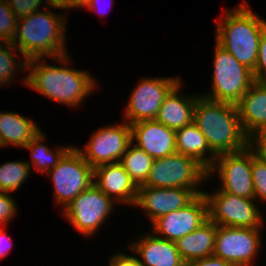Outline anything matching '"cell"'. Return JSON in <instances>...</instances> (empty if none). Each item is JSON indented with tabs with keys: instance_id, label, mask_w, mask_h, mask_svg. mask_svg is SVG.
<instances>
[{
	"instance_id": "obj_1",
	"label": "cell",
	"mask_w": 266,
	"mask_h": 266,
	"mask_svg": "<svg viewBox=\"0 0 266 266\" xmlns=\"http://www.w3.org/2000/svg\"><path fill=\"white\" fill-rule=\"evenodd\" d=\"M70 58L69 54L48 58L58 62V66L48 64L45 58L27 60L28 74L22 79L23 85L62 105L82 106L86 97L97 89V81L86 70L68 67Z\"/></svg>"
},
{
	"instance_id": "obj_2",
	"label": "cell",
	"mask_w": 266,
	"mask_h": 266,
	"mask_svg": "<svg viewBox=\"0 0 266 266\" xmlns=\"http://www.w3.org/2000/svg\"><path fill=\"white\" fill-rule=\"evenodd\" d=\"M60 9L52 4L45 10L19 18L16 33L11 42L26 60L55 58L68 54L66 49V14L49 9ZM48 11H47V10Z\"/></svg>"
},
{
	"instance_id": "obj_3",
	"label": "cell",
	"mask_w": 266,
	"mask_h": 266,
	"mask_svg": "<svg viewBox=\"0 0 266 266\" xmlns=\"http://www.w3.org/2000/svg\"><path fill=\"white\" fill-rule=\"evenodd\" d=\"M193 122L216 155L236 153L249 146L236 104L213 101L200 95L194 107Z\"/></svg>"
},
{
	"instance_id": "obj_4",
	"label": "cell",
	"mask_w": 266,
	"mask_h": 266,
	"mask_svg": "<svg viewBox=\"0 0 266 266\" xmlns=\"http://www.w3.org/2000/svg\"><path fill=\"white\" fill-rule=\"evenodd\" d=\"M253 12L245 0L234 10H224L223 18L216 20L214 35L220 46L252 72L257 64L259 41L266 30V20Z\"/></svg>"
},
{
	"instance_id": "obj_5",
	"label": "cell",
	"mask_w": 266,
	"mask_h": 266,
	"mask_svg": "<svg viewBox=\"0 0 266 266\" xmlns=\"http://www.w3.org/2000/svg\"><path fill=\"white\" fill-rule=\"evenodd\" d=\"M211 90L201 96L237 104L255 82L253 72L215 41Z\"/></svg>"
},
{
	"instance_id": "obj_6",
	"label": "cell",
	"mask_w": 266,
	"mask_h": 266,
	"mask_svg": "<svg viewBox=\"0 0 266 266\" xmlns=\"http://www.w3.org/2000/svg\"><path fill=\"white\" fill-rule=\"evenodd\" d=\"M208 179V171L193 158L180 153L154 159L147 181L141 186L191 189L202 194L200 185Z\"/></svg>"
},
{
	"instance_id": "obj_7",
	"label": "cell",
	"mask_w": 266,
	"mask_h": 266,
	"mask_svg": "<svg viewBox=\"0 0 266 266\" xmlns=\"http://www.w3.org/2000/svg\"><path fill=\"white\" fill-rule=\"evenodd\" d=\"M46 175L52 180L54 202L63 206L62 210L93 184V168L75 146Z\"/></svg>"
},
{
	"instance_id": "obj_8",
	"label": "cell",
	"mask_w": 266,
	"mask_h": 266,
	"mask_svg": "<svg viewBox=\"0 0 266 266\" xmlns=\"http://www.w3.org/2000/svg\"><path fill=\"white\" fill-rule=\"evenodd\" d=\"M208 204V219L217 226L263 228L265 218L255 199L223 192L219 188L213 193L203 191Z\"/></svg>"
},
{
	"instance_id": "obj_9",
	"label": "cell",
	"mask_w": 266,
	"mask_h": 266,
	"mask_svg": "<svg viewBox=\"0 0 266 266\" xmlns=\"http://www.w3.org/2000/svg\"><path fill=\"white\" fill-rule=\"evenodd\" d=\"M115 204L93 183L61 212L72 227L87 238L96 235L113 214Z\"/></svg>"
},
{
	"instance_id": "obj_10",
	"label": "cell",
	"mask_w": 266,
	"mask_h": 266,
	"mask_svg": "<svg viewBox=\"0 0 266 266\" xmlns=\"http://www.w3.org/2000/svg\"><path fill=\"white\" fill-rule=\"evenodd\" d=\"M181 81L180 76L141 78L129 95L123 120L129 125L145 120H156L165 97Z\"/></svg>"
},
{
	"instance_id": "obj_11",
	"label": "cell",
	"mask_w": 266,
	"mask_h": 266,
	"mask_svg": "<svg viewBox=\"0 0 266 266\" xmlns=\"http://www.w3.org/2000/svg\"><path fill=\"white\" fill-rule=\"evenodd\" d=\"M252 149H246L236 153H224L217 155L215 162L208 171V179L216 175L220 178L223 192L249 199H255L252 180Z\"/></svg>"
},
{
	"instance_id": "obj_12",
	"label": "cell",
	"mask_w": 266,
	"mask_h": 266,
	"mask_svg": "<svg viewBox=\"0 0 266 266\" xmlns=\"http://www.w3.org/2000/svg\"><path fill=\"white\" fill-rule=\"evenodd\" d=\"M123 122L98 128L83 149L75 146L93 169L121 160L132 142L131 126L125 120Z\"/></svg>"
},
{
	"instance_id": "obj_13",
	"label": "cell",
	"mask_w": 266,
	"mask_h": 266,
	"mask_svg": "<svg viewBox=\"0 0 266 266\" xmlns=\"http://www.w3.org/2000/svg\"><path fill=\"white\" fill-rule=\"evenodd\" d=\"M261 229L217 226L213 255L237 266H252L262 246Z\"/></svg>"
},
{
	"instance_id": "obj_14",
	"label": "cell",
	"mask_w": 266,
	"mask_h": 266,
	"mask_svg": "<svg viewBox=\"0 0 266 266\" xmlns=\"http://www.w3.org/2000/svg\"><path fill=\"white\" fill-rule=\"evenodd\" d=\"M208 220V204L204 194L197 195L184 208L158 217L151 223L152 233L176 242Z\"/></svg>"
},
{
	"instance_id": "obj_15",
	"label": "cell",
	"mask_w": 266,
	"mask_h": 266,
	"mask_svg": "<svg viewBox=\"0 0 266 266\" xmlns=\"http://www.w3.org/2000/svg\"><path fill=\"white\" fill-rule=\"evenodd\" d=\"M196 196L191 189L139 186L134 206L141 207L152 223L162 215L184 208Z\"/></svg>"
},
{
	"instance_id": "obj_16",
	"label": "cell",
	"mask_w": 266,
	"mask_h": 266,
	"mask_svg": "<svg viewBox=\"0 0 266 266\" xmlns=\"http://www.w3.org/2000/svg\"><path fill=\"white\" fill-rule=\"evenodd\" d=\"M130 126L133 144L153 159L176 153L175 130L168 128L157 120L135 122Z\"/></svg>"
},
{
	"instance_id": "obj_17",
	"label": "cell",
	"mask_w": 266,
	"mask_h": 266,
	"mask_svg": "<svg viewBox=\"0 0 266 266\" xmlns=\"http://www.w3.org/2000/svg\"><path fill=\"white\" fill-rule=\"evenodd\" d=\"M93 183L114 203L134 207L138 187L119 162L101 165L93 169Z\"/></svg>"
},
{
	"instance_id": "obj_18",
	"label": "cell",
	"mask_w": 266,
	"mask_h": 266,
	"mask_svg": "<svg viewBox=\"0 0 266 266\" xmlns=\"http://www.w3.org/2000/svg\"><path fill=\"white\" fill-rule=\"evenodd\" d=\"M129 243L132 253H137L141 266H187L179 254L175 242L150 232Z\"/></svg>"
},
{
	"instance_id": "obj_19",
	"label": "cell",
	"mask_w": 266,
	"mask_h": 266,
	"mask_svg": "<svg viewBox=\"0 0 266 266\" xmlns=\"http://www.w3.org/2000/svg\"><path fill=\"white\" fill-rule=\"evenodd\" d=\"M183 81L179 82L165 97L156 120L172 130H178L193 122L194 107L200 94H181ZM181 89V90H180Z\"/></svg>"
},
{
	"instance_id": "obj_20",
	"label": "cell",
	"mask_w": 266,
	"mask_h": 266,
	"mask_svg": "<svg viewBox=\"0 0 266 266\" xmlns=\"http://www.w3.org/2000/svg\"><path fill=\"white\" fill-rule=\"evenodd\" d=\"M236 105L248 137L266 129V83L254 82Z\"/></svg>"
},
{
	"instance_id": "obj_21",
	"label": "cell",
	"mask_w": 266,
	"mask_h": 266,
	"mask_svg": "<svg viewBox=\"0 0 266 266\" xmlns=\"http://www.w3.org/2000/svg\"><path fill=\"white\" fill-rule=\"evenodd\" d=\"M216 231L217 225L208 219L199 228L175 242L179 254L187 265L213 255Z\"/></svg>"
},
{
	"instance_id": "obj_22",
	"label": "cell",
	"mask_w": 266,
	"mask_h": 266,
	"mask_svg": "<svg viewBox=\"0 0 266 266\" xmlns=\"http://www.w3.org/2000/svg\"><path fill=\"white\" fill-rule=\"evenodd\" d=\"M175 132L176 152L193 158L209 171L217 155L210 149L205 136L201 133L196 124L192 122Z\"/></svg>"
},
{
	"instance_id": "obj_23",
	"label": "cell",
	"mask_w": 266,
	"mask_h": 266,
	"mask_svg": "<svg viewBox=\"0 0 266 266\" xmlns=\"http://www.w3.org/2000/svg\"><path fill=\"white\" fill-rule=\"evenodd\" d=\"M41 130L38 124L20 113L0 112V142L2 147L23 148Z\"/></svg>"
},
{
	"instance_id": "obj_24",
	"label": "cell",
	"mask_w": 266,
	"mask_h": 266,
	"mask_svg": "<svg viewBox=\"0 0 266 266\" xmlns=\"http://www.w3.org/2000/svg\"><path fill=\"white\" fill-rule=\"evenodd\" d=\"M46 135L40 130L23 149L31 151V161L27 163L32 167L34 166L36 172L47 173L51 168H54L62 157L73 147L71 146H58L55 150H51L48 146L43 144L46 142Z\"/></svg>"
},
{
	"instance_id": "obj_25",
	"label": "cell",
	"mask_w": 266,
	"mask_h": 266,
	"mask_svg": "<svg viewBox=\"0 0 266 266\" xmlns=\"http://www.w3.org/2000/svg\"><path fill=\"white\" fill-rule=\"evenodd\" d=\"M153 162L154 159L133 142L128 145L119 161L137 187L147 181Z\"/></svg>"
},
{
	"instance_id": "obj_26",
	"label": "cell",
	"mask_w": 266,
	"mask_h": 266,
	"mask_svg": "<svg viewBox=\"0 0 266 266\" xmlns=\"http://www.w3.org/2000/svg\"><path fill=\"white\" fill-rule=\"evenodd\" d=\"M21 52L11 43V42H0V87L4 85H12L16 71H22L26 73L27 60L16 59L18 57L17 53ZM20 68V70H19ZM13 78V79H12Z\"/></svg>"
},
{
	"instance_id": "obj_27",
	"label": "cell",
	"mask_w": 266,
	"mask_h": 266,
	"mask_svg": "<svg viewBox=\"0 0 266 266\" xmlns=\"http://www.w3.org/2000/svg\"><path fill=\"white\" fill-rule=\"evenodd\" d=\"M31 166L27 161L13 160L0 165V191L11 193L24 184L30 176Z\"/></svg>"
},
{
	"instance_id": "obj_28",
	"label": "cell",
	"mask_w": 266,
	"mask_h": 266,
	"mask_svg": "<svg viewBox=\"0 0 266 266\" xmlns=\"http://www.w3.org/2000/svg\"><path fill=\"white\" fill-rule=\"evenodd\" d=\"M18 18L6 0H0V42H12L16 33Z\"/></svg>"
},
{
	"instance_id": "obj_29",
	"label": "cell",
	"mask_w": 266,
	"mask_h": 266,
	"mask_svg": "<svg viewBox=\"0 0 266 266\" xmlns=\"http://www.w3.org/2000/svg\"><path fill=\"white\" fill-rule=\"evenodd\" d=\"M251 171L255 200L266 202V163L256 157L253 150Z\"/></svg>"
},
{
	"instance_id": "obj_30",
	"label": "cell",
	"mask_w": 266,
	"mask_h": 266,
	"mask_svg": "<svg viewBox=\"0 0 266 266\" xmlns=\"http://www.w3.org/2000/svg\"><path fill=\"white\" fill-rule=\"evenodd\" d=\"M6 1L10 9L18 19L30 15L32 13H35L36 11L42 10L40 6L41 4H46L45 6H49L51 4L50 0H6Z\"/></svg>"
},
{
	"instance_id": "obj_31",
	"label": "cell",
	"mask_w": 266,
	"mask_h": 266,
	"mask_svg": "<svg viewBox=\"0 0 266 266\" xmlns=\"http://www.w3.org/2000/svg\"><path fill=\"white\" fill-rule=\"evenodd\" d=\"M10 193L0 191V227H5L18 212L17 204Z\"/></svg>"
},
{
	"instance_id": "obj_32",
	"label": "cell",
	"mask_w": 266,
	"mask_h": 266,
	"mask_svg": "<svg viewBox=\"0 0 266 266\" xmlns=\"http://www.w3.org/2000/svg\"><path fill=\"white\" fill-rule=\"evenodd\" d=\"M255 82L266 83V30L262 33L259 41L256 68L253 71Z\"/></svg>"
},
{
	"instance_id": "obj_33",
	"label": "cell",
	"mask_w": 266,
	"mask_h": 266,
	"mask_svg": "<svg viewBox=\"0 0 266 266\" xmlns=\"http://www.w3.org/2000/svg\"><path fill=\"white\" fill-rule=\"evenodd\" d=\"M249 147L254 151L256 157L266 163V129L249 137Z\"/></svg>"
},
{
	"instance_id": "obj_34",
	"label": "cell",
	"mask_w": 266,
	"mask_h": 266,
	"mask_svg": "<svg viewBox=\"0 0 266 266\" xmlns=\"http://www.w3.org/2000/svg\"><path fill=\"white\" fill-rule=\"evenodd\" d=\"M132 255L116 253L110 257L109 266H141L137 256Z\"/></svg>"
},
{
	"instance_id": "obj_35",
	"label": "cell",
	"mask_w": 266,
	"mask_h": 266,
	"mask_svg": "<svg viewBox=\"0 0 266 266\" xmlns=\"http://www.w3.org/2000/svg\"><path fill=\"white\" fill-rule=\"evenodd\" d=\"M187 266H237L214 255L192 261Z\"/></svg>"
},
{
	"instance_id": "obj_36",
	"label": "cell",
	"mask_w": 266,
	"mask_h": 266,
	"mask_svg": "<svg viewBox=\"0 0 266 266\" xmlns=\"http://www.w3.org/2000/svg\"><path fill=\"white\" fill-rule=\"evenodd\" d=\"M89 0H50V3L60 9L84 8Z\"/></svg>"
},
{
	"instance_id": "obj_37",
	"label": "cell",
	"mask_w": 266,
	"mask_h": 266,
	"mask_svg": "<svg viewBox=\"0 0 266 266\" xmlns=\"http://www.w3.org/2000/svg\"><path fill=\"white\" fill-rule=\"evenodd\" d=\"M5 230V227H0V260L8 255L13 245L11 244L12 240L10 236L6 234Z\"/></svg>"
},
{
	"instance_id": "obj_38",
	"label": "cell",
	"mask_w": 266,
	"mask_h": 266,
	"mask_svg": "<svg viewBox=\"0 0 266 266\" xmlns=\"http://www.w3.org/2000/svg\"><path fill=\"white\" fill-rule=\"evenodd\" d=\"M99 3H100V0H89V2L87 3V5L84 8H86V9H88L90 11H93V12L96 11V12H98L97 15L103 17L104 16V13H105V10H102V9L99 8V6H98ZM106 15H107V13H106Z\"/></svg>"
}]
</instances>
